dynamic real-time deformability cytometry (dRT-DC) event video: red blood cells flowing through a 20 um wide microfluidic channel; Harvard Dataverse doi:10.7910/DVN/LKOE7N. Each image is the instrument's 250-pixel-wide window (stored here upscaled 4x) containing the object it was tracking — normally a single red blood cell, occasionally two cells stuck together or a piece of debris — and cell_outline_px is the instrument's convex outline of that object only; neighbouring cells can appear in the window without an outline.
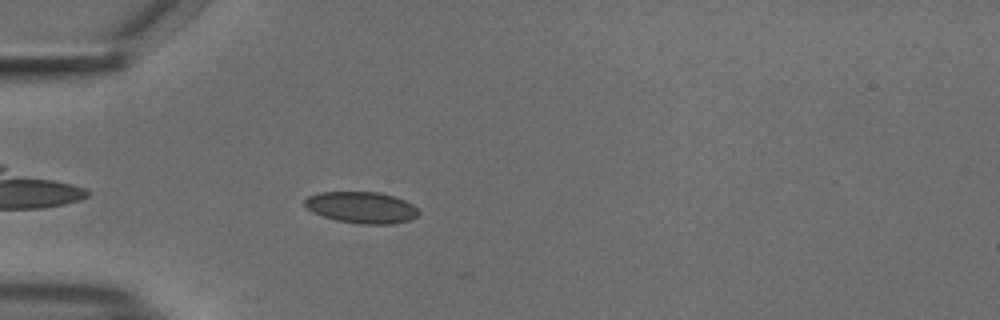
{"species": "common noctule bat (a hibernating species)", "species_latin": "Nyctalus noctula", "temperature_condition": "cold", "stored_images_in_passage": 5, "camera_frame_rate_fps": 3000, "um_per_image_px": 0.085, "animal": {"sex": "male", "body_mass_g": 18.8}, "frame": {"image": 1, "passage_image": 4, "time_ms": 1.0, "image_size_px": [1000, 320], "cell_outline_px": [[420, 212], [412, 220], [392, 224], [360, 224], [336, 220], [312, 212], [304, 208], [304, 200], [308, 196], [320, 192], [380, 192], [404, 200], [412, 204]], "centroid_in_image_um": [30.71, 17.64], "position_along_channel_um": 54.3, "area_um2": 20.98}}